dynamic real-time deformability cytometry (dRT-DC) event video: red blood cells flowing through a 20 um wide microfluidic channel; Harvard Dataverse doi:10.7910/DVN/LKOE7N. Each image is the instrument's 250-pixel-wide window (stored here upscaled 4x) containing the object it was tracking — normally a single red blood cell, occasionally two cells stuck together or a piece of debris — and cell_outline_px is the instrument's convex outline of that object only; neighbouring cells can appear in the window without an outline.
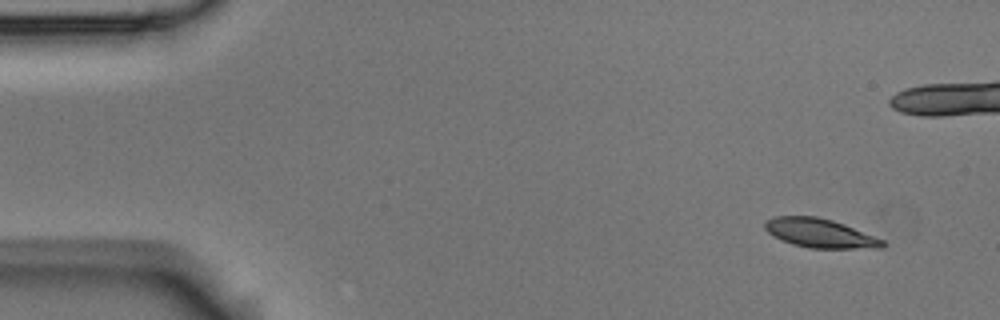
{"species": "Egyptian fruit bat (a non-hibernating species)", "species_latin": "Rousettus aegyptiacus", "temperature_condition": "room temperature", "stored_images_in_passage": 6, "camera_frame_rate_fps": 3000, "um_per_image_px": 0.085, "animal": {"sex": "male"}, "frame": {"image": 1, "passage_image": 1, "time_ms": 0.0, "image_size_px": [1000, 320], "cell_outline_px": [[884, 248], [808, 248], [792, 244], [780, 240], [772, 236], [764, 228], [764, 224], [768, 220], [776, 216], [816, 216], [832, 220], [844, 224], [884, 240]], "centroid_in_image_um": [69.67, 19.82], "position_along_channel_um": 15.3, "area_um2": 19.83}}
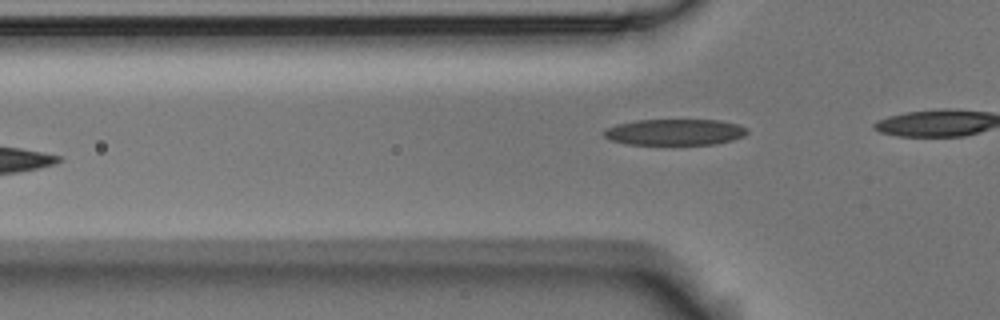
{"frame": {"image": 2, "passage_image": 6, "time_ms": 1.667, "image_size_px": [1000, 320], "cell_outline_px": [[748, 132], [744, 136], [732, 140], [716, 144], [628, 144], [612, 140], [604, 136], [600, 132], [616, 124], [636, 120], [720, 120], [736, 124], [748, 128]], "centroid_in_image_um": [57.36, 11.22], "position_along_channel_um": 68.4, "area_um2": 21.79}}